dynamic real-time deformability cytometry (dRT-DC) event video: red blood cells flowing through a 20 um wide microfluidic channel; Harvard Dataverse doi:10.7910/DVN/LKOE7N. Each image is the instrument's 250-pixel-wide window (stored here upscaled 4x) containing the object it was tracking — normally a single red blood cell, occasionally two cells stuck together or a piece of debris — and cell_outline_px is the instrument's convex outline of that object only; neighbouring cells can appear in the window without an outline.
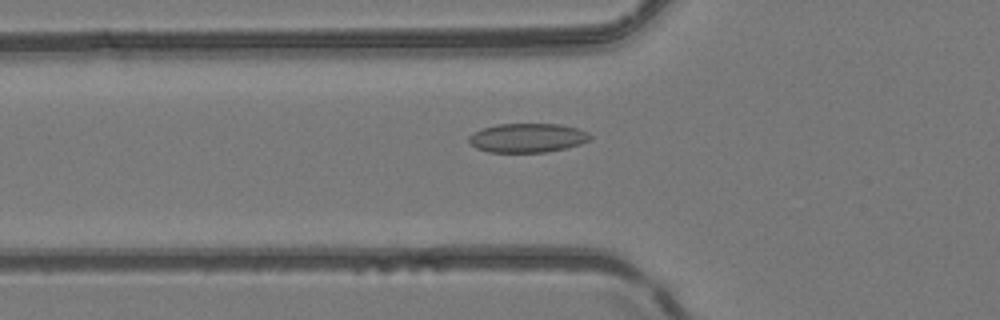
{"species": "common noctule bat (a hibernating species)", "species_latin": "Nyctalus noctula", "temperature_condition": "room temperature", "stored_images_in_passage": 46, "camera_frame_rate_fps": 3000, "um_per_image_px": 0.085, "animal": {"sex": "female", "body_mass_g": 24.6, "forearm_length_mm": 56.2}, "frame": {"image": 1, "passage_image": 14, "time_ms": 4.333, "image_size_px": [1000, 320], "cell_outline_px": [[592, 136], [588, 140], [580, 144], [548, 152], [488, 152], [476, 148], [468, 140], [468, 136], [484, 128], [500, 124], [560, 124], [576, 128], [588, 132]], "centroid_in_image_um": [44.84, 11.72], "position_along_channel_um": 81.0, "area_um2": 20.35}}
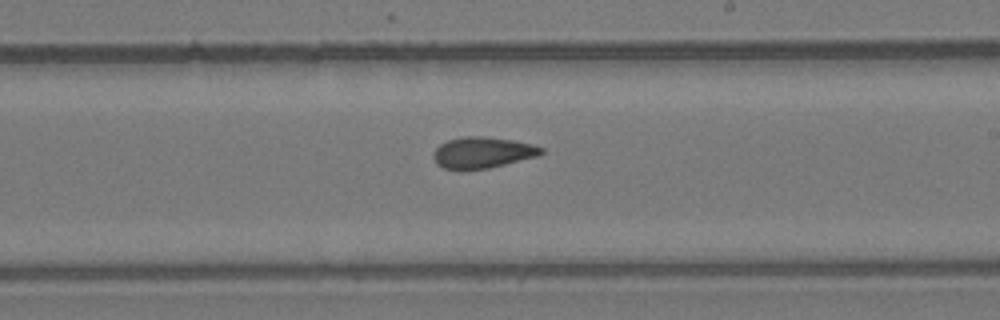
{"frame": {"image": 2, "passage_image": 26, "time_ms": 8.333, "image_size_px": [1000, 320], "cell_outline_px": [[544, 152], [540, 156], [488, 168], [460, 172], [444, 168], [436, 164], [432, 156], [436, 148], [440, 144], [448, 140], [460, 136], [484, 136], [512, 140], [532, 144], [544, 148]], "centroid_in_image_um": [40.99, 12.99], "position_along_channel_um": 248.0, "area_um2": 20.11}}
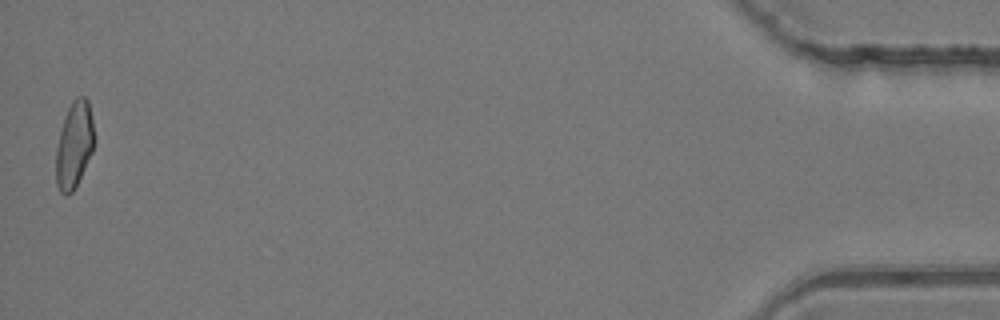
{"frame": {"image": 3, "passage_image": 46, "time_ms": 15.0, "image_size_px": [1000, 320], "cell_outline_px": [[96, 140], [92, 152], [72, 192], [68, 196], [64, 196], [60, 192], [56, 184], [56, 148], [64, 116], [72, 100], [76, 96], [84, 96], [88, 100], [92, 116], [96, 136]], "centroid_in_image_um": [6.32, 12.28], "position_along_channel_um": 428.9, "area_um2": 19.54}, "authors_computed_cell_mechanics": {"area_um2": 19.6809, "velocity_mm_per_s": 4.1577, "shape_relaxation_time_tau1_ms": null, "shape_relaxation_time_tau2_ms": 2.3395, "deformation_change_tau1": null, "deformation_change_tau2": 0.0943}}